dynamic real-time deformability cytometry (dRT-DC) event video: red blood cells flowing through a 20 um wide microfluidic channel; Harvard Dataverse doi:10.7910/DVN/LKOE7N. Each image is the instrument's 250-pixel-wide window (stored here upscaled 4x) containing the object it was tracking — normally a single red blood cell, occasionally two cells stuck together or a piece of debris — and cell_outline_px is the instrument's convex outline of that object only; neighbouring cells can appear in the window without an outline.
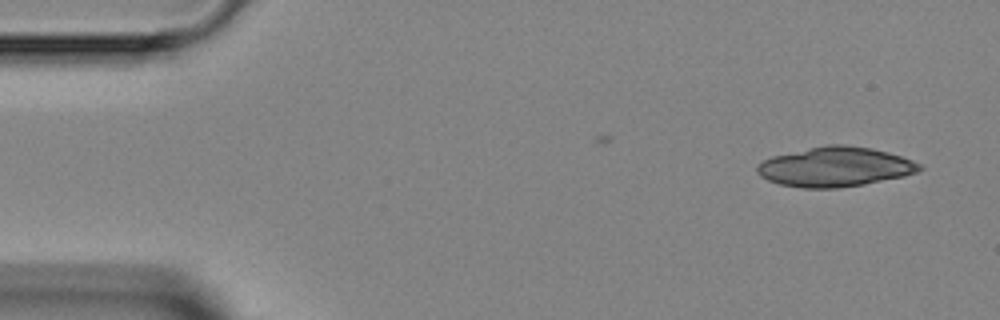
{"species": "Egyptian fruit bat (a non-hibernating species)", "species_latin": "Rousettus aegyptiacus", "temperature_condition": "room temperature", "stored_images_in_passage": 3, "camera_frame_rate_fps": 3000, "um_per_image_px": 0.085, "animal": {"sex": "female"}, "frame": {"image": 1, "passage_image": 3, "time_ms": 2.333, "image_size_px": [1000, 320], "cell_outline_px": [[924, 168], [916, 172], [904, 176], [864, 184], [836, 188], [800, 188], [780, 184], [768, 180], [760, 176], [756, 172], [756, 164], [772, 156], [828, 144], [840, 144], [872, 148], [888, 152], [912, 160], [920, 164]], "centroid_in_image_um": [70.96, 14.18], "position_along_channel_um": 14.0, "area_um2": 37.45}}